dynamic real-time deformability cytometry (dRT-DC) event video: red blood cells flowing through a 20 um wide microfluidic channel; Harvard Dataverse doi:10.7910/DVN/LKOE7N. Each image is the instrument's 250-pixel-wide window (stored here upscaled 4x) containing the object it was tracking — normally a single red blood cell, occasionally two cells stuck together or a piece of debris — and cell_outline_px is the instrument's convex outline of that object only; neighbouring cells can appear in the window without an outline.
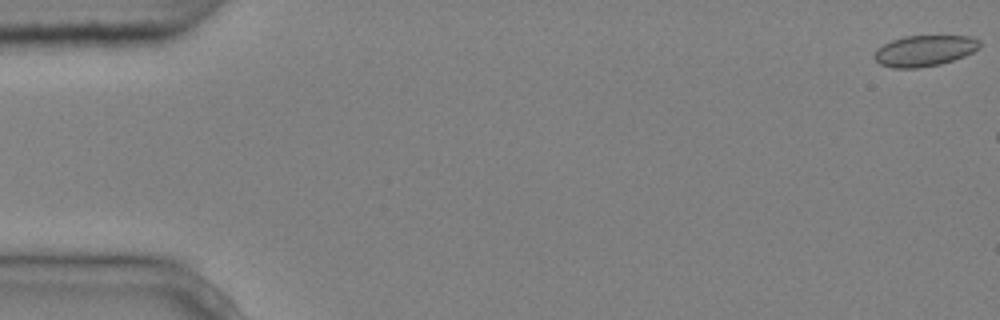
{"species": "common noctule bat (a hibernating species)", "species_latin": "Nyctalus noctula", "temperature_condition": "cold", "stored_images_in_passage": 3, "camera_frame_rate_fps": 3000, "um_per_image_px": 0.085, "animal": {"sex": "male", "body_mass_g": 20.4}, "frame": {"image": 1, "passage_image": 1, "time_ms": 0.0, "image_size_px": [1000, 320], "cell_outline_px": [[980, 48], [964, 56], [940, 64], [916, 68], [892, 68], [880, 64], [876, 60], [876, 52], [884, 44], [892, 40], [904, 36], [968, 36], [980, 40]], "centroid_in_image_um": [78.61, 4.31], "position_along_channel_um": 6.4, "area_um2": 18.73}}